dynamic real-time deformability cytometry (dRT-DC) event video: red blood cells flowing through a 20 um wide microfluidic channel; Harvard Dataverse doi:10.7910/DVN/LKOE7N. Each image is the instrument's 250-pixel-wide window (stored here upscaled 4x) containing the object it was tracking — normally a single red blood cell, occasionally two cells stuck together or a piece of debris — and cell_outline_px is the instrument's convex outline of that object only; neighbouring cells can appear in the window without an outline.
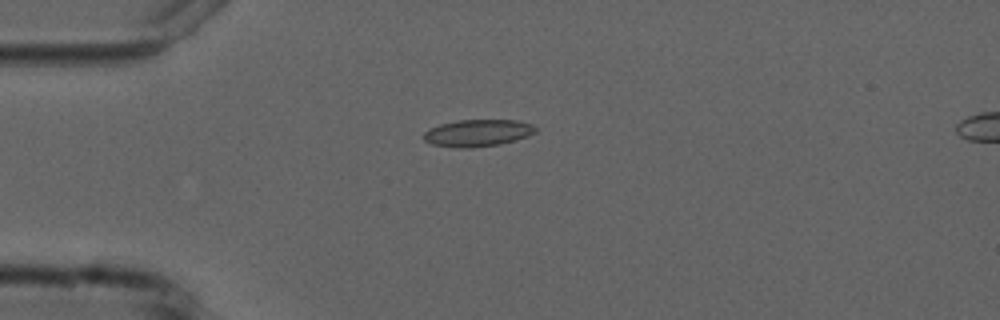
{"species": "common noctule bat (a hibernating species)", "species_latin": "Nyctalus noctula", "temperature_condition": "cold", "stored_images_in_passage": 8, "camera_frame_rate_fps": 3000, "um_per_image_px": 0.085, "animal": {"sex": "male", "forearm_length_mm": 52.5}, "frame": {"image": 1, "passage_image": 4, "time_ms": 3.333, "image_size_px": [1000, 320], "cell_outline_px": [[536, 132], [528, 136], [500, 144], [472, 148], [460, 148], [432, 144], [424, 140], [424, 132], [428, 128], [440, 124], [460, 120], [516, 120], [532, 124], [536, 128]], "centroid_in_image_um": [40.6, 11.3], "position_along_channel_um": 44.4, "area_um2": 17.57}}
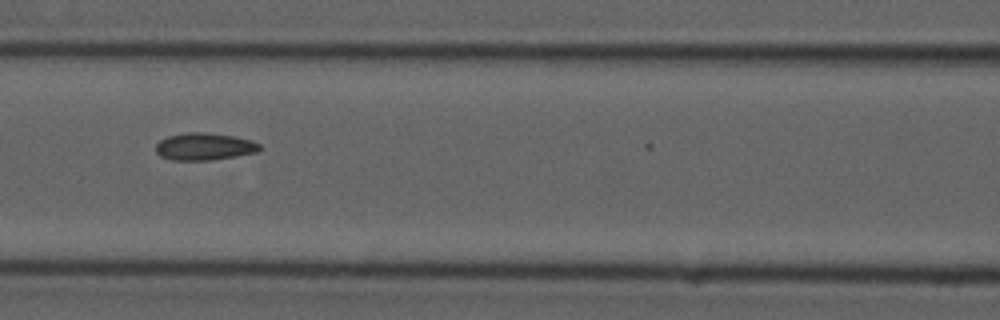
{"frame": {"image": 2, "passage_image": 7, "time_ms": 6.667, "image_size_px": [1000, 320], "cell_outline_px": [[264, 148], [256, 152], [212, 160], [172, 160], [160, 156], [156, 152], [156, 144], [160, 140], [168, 136], [188, 132], [204, 132], [236, 136], [252, 140], [260, 144]], "centroid_in_image_um": [17.39, 12.45], "position_along_channel_um": 149.2, "area_um2": 16.59}}
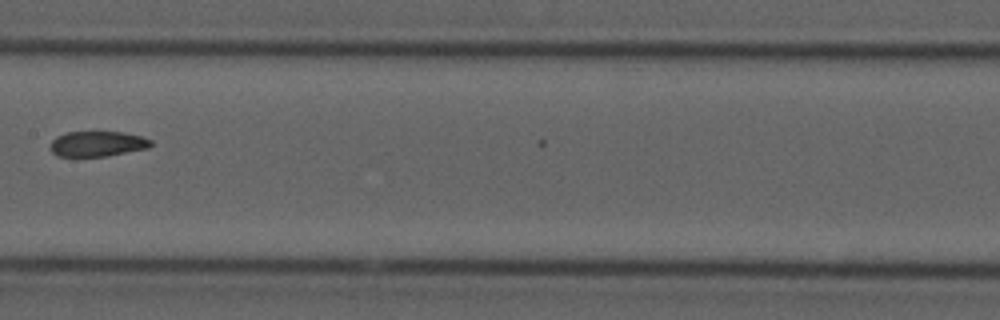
{"frame": {"image": 3, "passage_image": 8, "time_ms": 8.0, "image_size_px": [1000, 320], "cell_outline_px": [[152, 144], [148, 148], [108, 156], [56, 156], [48, 148], [52, 140], [56, 136], [68, 132], [124, 132], [140, 136], [152, 140]], "centroid_in_image_um": [8.25, 12.23], "position_along_channel_um": 199.1, "area_um2": 14.91}}